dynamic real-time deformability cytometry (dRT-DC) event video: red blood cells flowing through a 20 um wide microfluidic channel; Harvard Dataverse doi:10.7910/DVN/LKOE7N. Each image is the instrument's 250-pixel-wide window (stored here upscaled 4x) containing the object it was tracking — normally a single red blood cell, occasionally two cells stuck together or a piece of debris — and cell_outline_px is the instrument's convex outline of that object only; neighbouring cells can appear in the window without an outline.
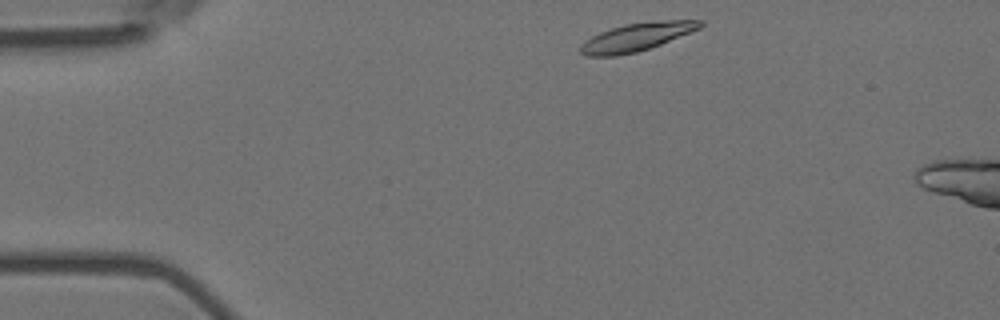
{"species": "Egyptian fruit bat (a non-hibernating species)", "species_latin": "Rousettus aegyptiacus", "temperature_condition": "room temperature", "stored_images_in_passage": 3, "camera_frame_rate_fps": 3000, "um_per_image_px": 0.085, "animal": {"sex": "female"}, "frame": {"image": 1, "passage_image": 1, "time_ms": 0.0, "image_size_px": [1000, 320], "cell_outline_px": [[704, 24], [700, 28], [660, 44], [636, 52], [616, 56], [584, 56], [580, 52], [580, 44], [592, 36], [600, 32], [624, 24], [652, 20], [704, 20]], "centroid_in_image_um": [54.1, 3.13], "position_along_channel_um": 30.9, "area_um2": 19.54}}